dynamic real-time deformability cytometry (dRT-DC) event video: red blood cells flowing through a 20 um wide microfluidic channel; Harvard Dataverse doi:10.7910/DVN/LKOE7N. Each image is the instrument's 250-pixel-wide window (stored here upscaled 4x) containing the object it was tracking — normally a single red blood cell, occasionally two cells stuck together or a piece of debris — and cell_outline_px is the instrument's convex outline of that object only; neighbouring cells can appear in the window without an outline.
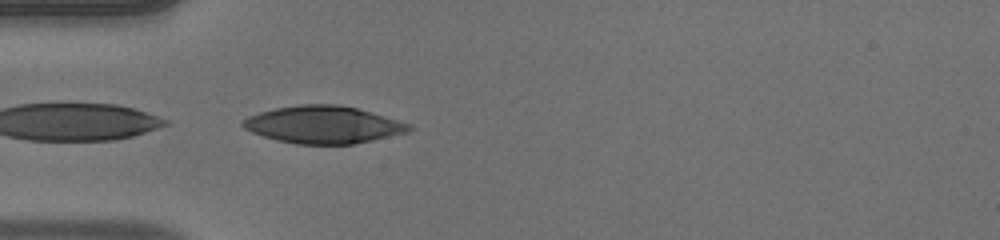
{"species": "human", "species_latin": "Homo sapiens", "temperature_condition": "warm", "stored_images_in_passage": 2, "camera_frame_rate_fps": 3000, "um_per_image_px": 0.085, "donor": {"sex": "male"}, "frame": {"image": 1, "passage_image": 2, "time_ms": 0.333, "image_size_px": [1000, 240], "cell_outline_px": [[412, 128], [408, 132], [352, 144], [296, 144], [276, 140], [252, 132], [244, 128], [240, 124], [240, 120], [248, 116], [260, 112], [276, 108], [300, 104], [336, 104], [356, 108], [412, 124]], "centroid_in_image_um": [27.44, 10.59], "position_along_channel_um": 57.6, "area_um2": 36.01}}